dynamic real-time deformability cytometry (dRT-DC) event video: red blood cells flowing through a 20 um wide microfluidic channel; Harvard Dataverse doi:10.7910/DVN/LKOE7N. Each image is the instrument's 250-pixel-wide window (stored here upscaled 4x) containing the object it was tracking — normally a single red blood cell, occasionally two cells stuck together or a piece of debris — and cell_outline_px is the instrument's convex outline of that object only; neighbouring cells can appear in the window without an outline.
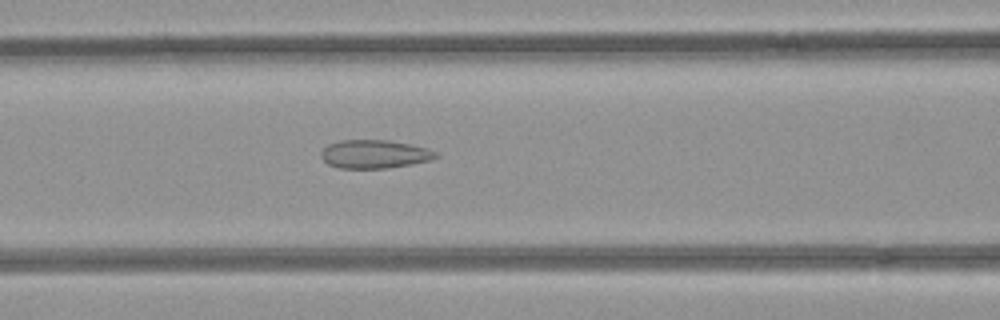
{"species": "common noctule bat (a hibernating species)", "species_latin": "Nyctalus noctula", "temperature_condition": "room temperature", "stored_images_in_passage": 39, "camera_frame_rate_fps": 3000, "um_per_image_px": 0.085, "animal": {"sex": "female", "body_mass_g": 21.9}, "frame": {"image": 1, "passage_image": 14, "time_ms": 4.333, "image_size_px": [1000, 320], "cell_outline_px": [[440, 156], [428, 160], [412, 164], [388, 168], [340, 168], [328, 164], [320, 156], [320, 152], [328, 144], [340, 140], [388, 140], [412, 144], [428, 148], [436, 152]], "centroid_in_image_um": [31.83, 13.09], "position_along_channel_um": 134.8, "area_um2": 19.07}}
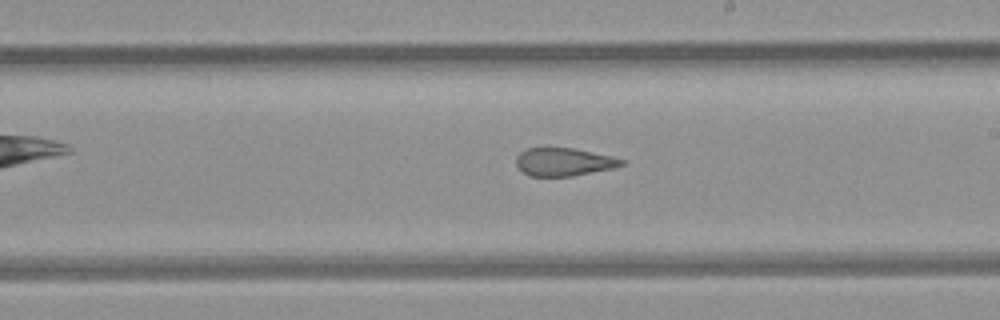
{"frame": {"image": 2, "passage_image": 22, "time_ms": 7.0, "image_size_px": [1000, 320], "cell_outline_px": [[628, 160], [624, 164], [612, 168], [572, 176], [528, 176], [516, 164], [516, 156], [520, 152], [528, 148], [576, 148], [612, 156]], "centroid_in_image_um": [47.95, 13.75], "position_along_channel_um": 241.1, "area_um2": 17.22}}
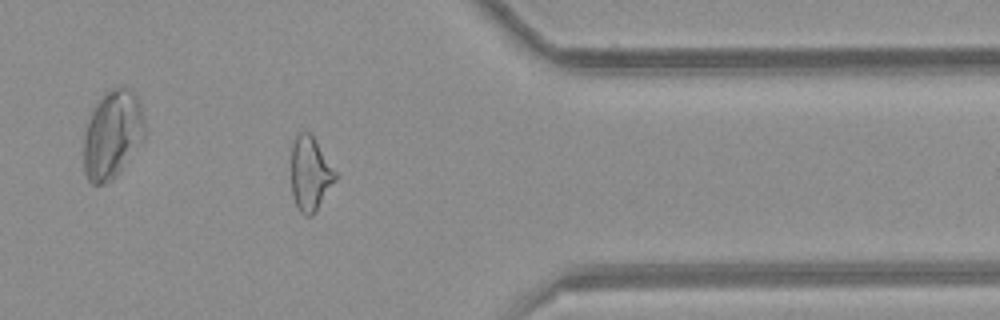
{"frame": {"image": 3, "passage_image": 34, "time_ms": 11.0, "image_size_px": [1000, 320], "cell_outline_px": [[336, 180], [316, 212], [312, 216], [304, 216], [300, 212], [292, 196], [292, 144], [296, 132], [308, 132], [312, 136], [336, 172]], "centroid_in_image_um": [26.35, 14.8], "position_along_channel_um": 385.0, "area_um2": 18.96}, "authors_computed_cell_mechanics": {"area_um2": 19.1318, "velocity_mm_per_s": 3.9891, "shape_relaxation_time_tau1_ms": null, "shape_relaxation_time_tau2_ms": 1.9167, "deformation_change_tau1": null, "deformation_change_tau2": 0.1084}}